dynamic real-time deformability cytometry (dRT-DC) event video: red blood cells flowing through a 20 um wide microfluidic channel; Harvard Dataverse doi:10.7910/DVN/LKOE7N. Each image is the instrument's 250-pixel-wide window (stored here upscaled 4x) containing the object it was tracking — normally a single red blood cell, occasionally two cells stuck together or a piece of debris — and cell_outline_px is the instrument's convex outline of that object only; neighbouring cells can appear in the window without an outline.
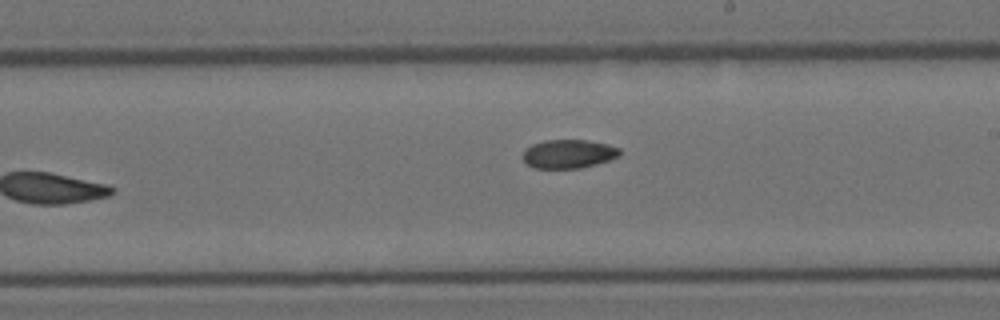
{"species": "Egyptian fruit bat (a non-hibernating species)", "species_latin": "Rousettus aegyptiacus", "temperature_condition": "room temperature", "stored_images_in_passage": 20, "camera_frame_rate_fps": 3000, "um_per_image_px": 0.085, "animal": {"sex": "female"}, "frame": {"image": 1, "passage_image": 20, "time_ms": 6.333, "image_size_px": [1000, 320], "cell_outline_px": [[620, 156], [596, 164], [580, 168], [532, 168], [524, 160], [524, 148], [532, 144], [544, 140], [584, 140], [608, 144], [620, 148]], "centroid_in_image_um": [48.32, 13.07], "position_along_channel_um": 240.7, "area_um2": 16.18}}